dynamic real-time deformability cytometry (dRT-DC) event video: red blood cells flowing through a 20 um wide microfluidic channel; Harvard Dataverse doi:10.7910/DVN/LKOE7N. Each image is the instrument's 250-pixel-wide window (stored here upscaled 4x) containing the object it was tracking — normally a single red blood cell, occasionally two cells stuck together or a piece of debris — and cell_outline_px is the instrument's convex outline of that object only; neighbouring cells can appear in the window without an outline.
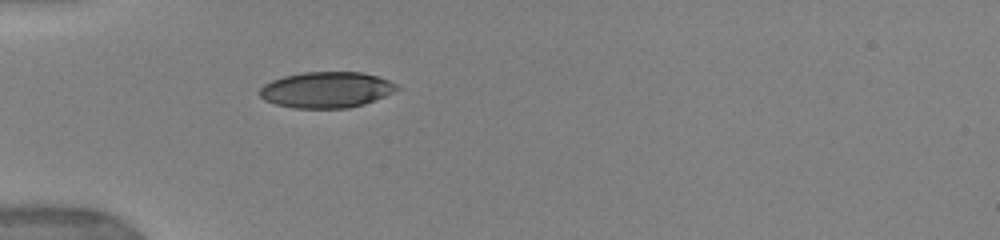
{"species": "human", "species_latin": "Homo sapiens", "temperature_condition": "warm", "stored_images_in_passage": 7, "camera_frame_rate_fps": 3000, "um_per_image_px": 0.085, "donor": {"sex": "female"}, "frame": {"image": 1, "passage_image": 1, "time_ms": 0.0, "image_size_px": [1000, 240], "cell_outline_px": [[400, 88], [384, 96], [364, 104], [348, 108], [292, 108], [276, 104], [264, 100], [260, 96], [260, 88], [264, 84], [272, 80], [284, 76], [304, 72], [360, 72], [376, 76], [388, 80], [396, 84]], "centroid_in_image_um": [27.72, 7.63], "position_along_channel_um": 57.3, "area_um2": 28.61}}